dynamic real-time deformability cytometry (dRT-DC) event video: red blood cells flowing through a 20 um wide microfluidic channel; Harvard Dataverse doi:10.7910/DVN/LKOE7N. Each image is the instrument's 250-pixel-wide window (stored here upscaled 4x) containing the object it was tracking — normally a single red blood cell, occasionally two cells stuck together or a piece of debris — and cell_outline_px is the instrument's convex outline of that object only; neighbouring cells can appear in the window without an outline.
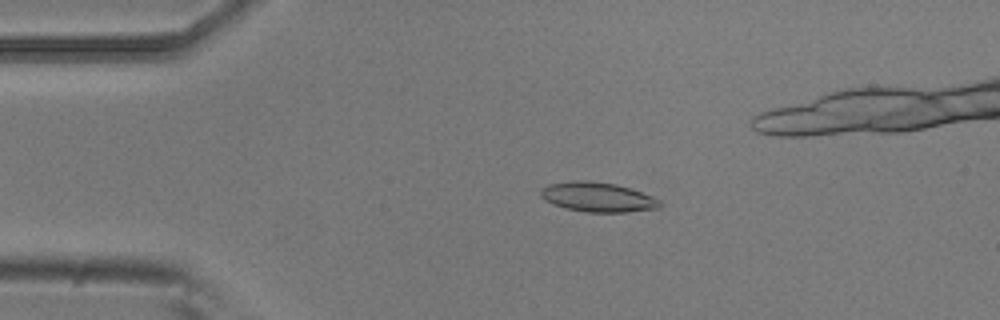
{"species": "common noctule bat (a hibernating species)", "species_latin": "Nyctalus noctula", "temperature_condition": "room temperature", "stored_images_in_passage": 5, "camera_frame_rate_fps": 3000, "um_per_image_px": 0.085, "animal": {"sex": "male", "body_mass_g": 20.5, "forearm_length_mm": 52.5}, "frame": {"image": 1, "passage_image": 3, "time_ms": 0.667, "image_size_px": [1000, 320], "cell_outline_px": [[664, 204], [660, 208], [628, 212], [584, 212], [564, 208], [552, 204], [544, 200], [540, 196], [540, 192], [548, 184], [572, 180], [584, 180], [616, 184], [652, 196], [660, 200]], "centroid_in_image_um": [50.8, 16.76], "position_along_channel_um": 34.2, "area_um2": 20.69}}